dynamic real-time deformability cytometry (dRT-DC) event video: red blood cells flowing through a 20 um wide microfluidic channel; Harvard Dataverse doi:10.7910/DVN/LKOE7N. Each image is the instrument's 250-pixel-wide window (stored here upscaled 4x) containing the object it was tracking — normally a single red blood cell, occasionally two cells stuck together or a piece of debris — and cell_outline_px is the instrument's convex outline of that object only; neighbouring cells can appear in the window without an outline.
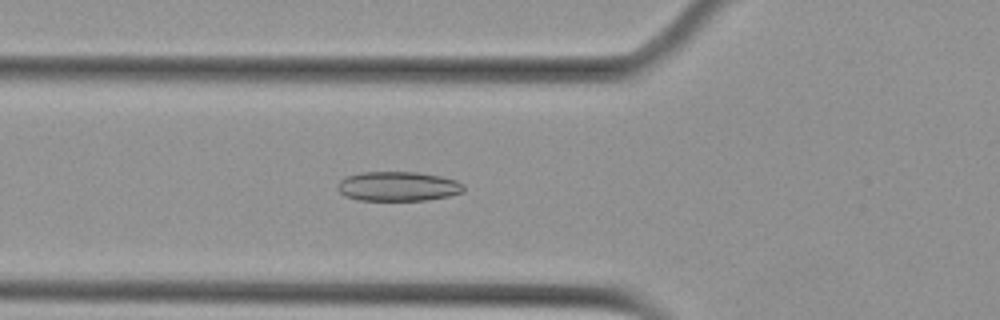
{"species": "Egyptian fruit bat (a non-hibernating species)", "species_latin": "Rousettus aegyptiacus", "temperature_condition": "cold", "stored_images_in_passage": 40, "camera_frame_rate_fps": 3000, "um_per_image_px": 0.085, "animal": {"sex": "female"}, "frame": {"image": 1, "passage_image": 4, "time_ms": 1.0, "image_size_px": [1000, 320], "cell_outline_px": [[464, 192], [448, 196], [428, 200], [360, 200], [344, 196], [336, 188], [336, 184], [344, 176], [360, 172], [416, 172], [440, 176], [456, 180], [464, 184]], "centroid_in_image_um": [33.8, 15.83], "position_along_channel_um": 92.0, "area_um2": 21.91}}
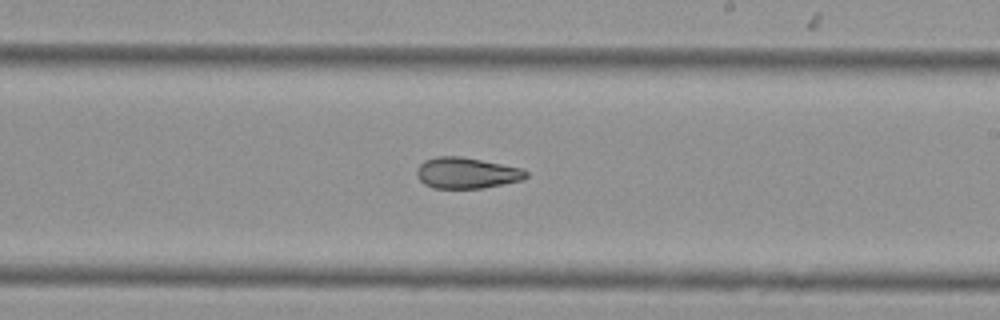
{"frame": {"image": 2, "passage_image": 17, "time_ms": 5.333, "image_size_px": [1000, 320], "cell_outline_px": [[528, 176], [524, 180], [480, 188], [432, 188], [424, 184], [420, 180], [416, 172], [416, 168], [424, 160], [436, 156], [460, 156], [520, 168], [528, 172]], "centroid_in_image_um": [39.63, 14.7], "position_along_channel_um": 249.4, "area_um2": 19.65}}
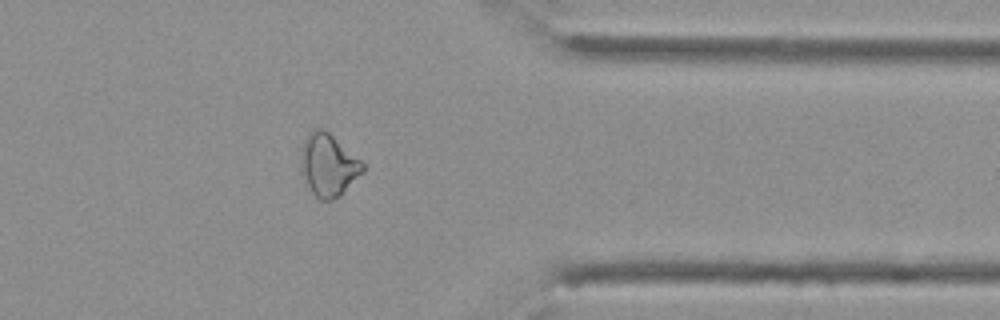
{"frame": {"image": 3, "passage_image": 29, "time_ms": 9.333, "image_size_px": [1000, 320], "cell_outline_px": [[364, 172], [332, 200], [320, 200], [312, 192], [304, 176], [300, 160], [300, 148], [304, 140], [316, 128], [324, 128], [360, 160], [364, 164]], "centroid_in_image_um": [27.89, 14.0], "position_along_channel_um": 383.5, "area_um2": 21.85}, "authors_computed_cell_mechanics": {"area_um2": 20.7213, "velocity_mm_per_s": 3.6288, "shape_relaxation_time_tau1_ms": null, "shape_relaxation_time_tau2_ms": 5.457, "deformation_change_tau1": null, "deformation_change_tau2": 0.1331}}